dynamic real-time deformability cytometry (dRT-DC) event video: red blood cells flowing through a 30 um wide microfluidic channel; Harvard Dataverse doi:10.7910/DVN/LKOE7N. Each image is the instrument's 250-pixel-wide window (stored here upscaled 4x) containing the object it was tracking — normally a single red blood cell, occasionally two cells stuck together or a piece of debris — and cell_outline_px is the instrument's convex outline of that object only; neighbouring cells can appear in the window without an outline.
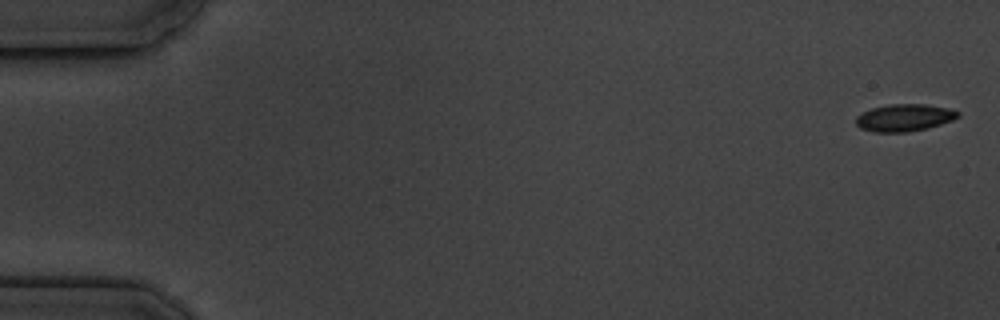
{"species": "common noctule bat (a hibernating species)", "species_latin": "Nyctalus noctula", "temperature_condition": "cold", "stored_images_in_passage": 5, "camera_frame_rate_fps": 3000, "um_per_image_px": 0.085, "animal": {"sex": "male", "body_mass_g": 19.5, "forearm_length_mm": 54.6}, "frame": {"image": 1, "passage_image": 1, "time_ms": 0.0, "image_size_px": [1000, 320], "cell_outline_px": [[960, 116], [952, 120], [928, 128], [904, 132], [876, 132], [860, 128], [856, 124], [856, 116], [872, 108], [888, 104], [924, 104], [948, 108], [960, 112]], "centroid_in_image_um": [76.87, 10.0], "position_along_channel_um": 8.1, "area_um2": 16.07}}
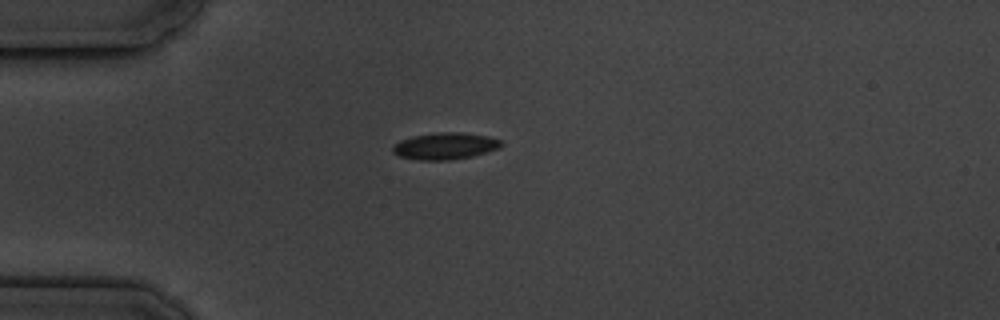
{"frame": {"image": 2, "passage_image": 5, "time_ms": 4.667, "image_size_px": [1000, 320], "cell_outline_px": [[504, 144], [500, 148], [488, 152], [472, 156], [452, 160], [420, 160], [400, 156], [392, 152], [392, 148], [400, 140], [412, 136], [440, 132], [460, 132], [488, 136], [500, 140]], "centroid_in_image_um": [37.87, 12.41], "position_along_channel_um": 47.1, "area_um2": 16.94}}